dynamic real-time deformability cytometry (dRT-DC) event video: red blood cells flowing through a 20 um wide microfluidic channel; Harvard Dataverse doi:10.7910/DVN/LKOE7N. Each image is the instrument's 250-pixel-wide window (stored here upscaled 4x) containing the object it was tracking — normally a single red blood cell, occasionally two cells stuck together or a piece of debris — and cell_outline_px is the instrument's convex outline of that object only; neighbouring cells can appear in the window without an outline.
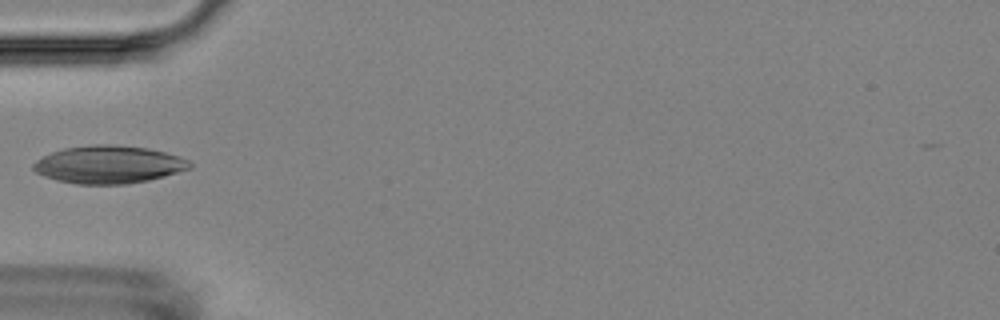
{"species": "Egyptian fruit bat (a non-hibernating species)", "species_latin": "Rousettus aegyptiacus", "temperature_condition": "room temperature", "stored_images_in_passage": 7, "camera_frame_rate_fps": 3000, "um_per_image_px": 0.085, "animal": {"sex": "female"}, "frame": {"image": 1, "passage_image": 7, "time_ms": 8.667, "image_size_px": [1000, 320], "cell_outline_px": [[192, 168], [164, 176], [148, 180], [128, 184], [76, 184], [56, 180], [44, 176], [36, 172], [32, 168], [32, 164], [36, 160], [52, 152], [64, 148], [96, 144], [108, 144], [148, 148], [180, 156], [188, 160], [192, 164]], "centroid_in_image_um": [9.24, 13.99], "position_along_channel_um": 75.8, "area_um2": 34.39}}